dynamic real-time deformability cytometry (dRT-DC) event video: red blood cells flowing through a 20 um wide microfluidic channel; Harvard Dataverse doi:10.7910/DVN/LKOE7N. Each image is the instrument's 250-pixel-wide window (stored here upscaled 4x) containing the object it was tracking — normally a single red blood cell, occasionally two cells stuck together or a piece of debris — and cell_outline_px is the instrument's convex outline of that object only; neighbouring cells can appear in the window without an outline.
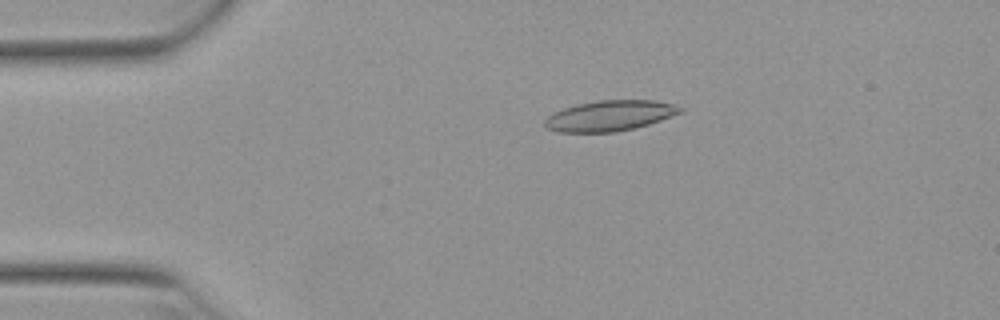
{"species": "Egyptian fruit bat (a non-hibernating species)", "species_latin": "Rousettus aegyptiacus", "temperature_condition": "warm", "stored_images_in_passage": 11, "camera_frame_rate_fps": 3000, "um_per_image_px": 0.085, "animal": {"sex": "female"}, "frame": {"image": 1, "passage_image": 6, "time_ms": 1.667, "image_size_px": [1000, 320], "cell_outline_px": [[684, 112], [648, 124], [616, 132], [560, 132], [544, 128], [544, 120], [552, 112], [576, 104], [596, 100], [656, 100], [676, 104], [684, 108]], "centroid_in_image_um": [51.83, 9.82], "position_along_channel_um": 33.2, "area_um2": 24.33}}